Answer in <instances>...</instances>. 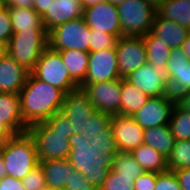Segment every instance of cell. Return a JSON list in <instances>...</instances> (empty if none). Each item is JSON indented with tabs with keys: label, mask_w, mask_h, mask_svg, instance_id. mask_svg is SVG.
I'll return each instance as SVG.
<instances>
[{
	"label": "cell",
	"mask_w": 190,
	"mask_h": 190,
	"mask_svg": "<svg viewBox=\"0 0 190 190\" xmlns=\"http://www.w3.org/2000/svg\"><path fill=\"white\" fill-rule=\"evenodd\" d=\"M20 111L27 127L44 122L53 114L61 111L65 92L47 82L41 81L31 73L19 92Z\"/></svg>",
	"instance_id": "1"
},
{
	"label": "cell",
	"mask_w": 190,
	"mask_h": 190,
	"mask_svg": "<svg viewBox=\"0 0 190 190\" xmlns=\"http://www.w3.org/2000/svg\"><path fill=\"white\" fill-rule=\"evenodd\" d=\"M73 127L62 111L28 127L26 132L33 139L39 161L67 159L71 147L68 138L74 134Z\"/></svg>",
	"instance_id": "2"
},
{
	"label": "cell",
	"mask_w": 190,
	"mask_h": 190,
	"mask_svg": "<svg viewBox=\"0 0 190 190\" xmlns=\"http://www.w3.org/2000/svg\"><path fill=\"white\" fill-rule=\"evenodd\" d=\"M68 139L71 147L67 160L99 190L113 167L117 153L101 154L83 134H73Z\"/></svg>",
	"instance_id": "3"
},
{
	"label": "cell",
	"mask_w": 190,
	"mask_h": 190,
	"mask_svg": "<svg viewBox=\"0 0 190 190\" xmlns=\"http://www.w3.org/2000/svg\"><path fill=\"white\" fill-rule=\"evenodd\" d=\"M0 156L6 166L7 176L19 180L39 165L35 144L27 132L8 139Z\"/></svg>",
	"instance_id": "4"
},
{
	"label": "cell",
	"mask_w": 190,
	"mask_h": 190,
	"mask_svg": "<svg viewBox=\"0 0 190 190\" xmlns=\"http://www.w3.org/2000/svg\"><path fill=\"white\" fill-rule=\"evenodd\" d=\"M47 47L46 30H26L13 33L7 51L21 66L31 72Z\"/></svg>",
	"instance_id": "5"
},
{
	"label": "cell",
	"mask_w": 190,
	"mask_h": 190,
	"mask_svg": "<svg viewBox=\"0 0 190 190\" xmlns=\"http://www.w3.org/2000/svg\"><path fill=\"white\" fill-rule=\"evenodd\" d=\"M123 36L143 37L152 30L157 10L145 0H125L117 6Z\"/></svg>",
	"instance_id": "6"
},
{
	"label": "cell",
	"mask_w": 190,
	"mask_h": 190,
	"mask_svg": "<svg viewBox=\"0 0 190 190\" xmlns=\"http://www.w3.org/2000/svg\"><path fill=\"white\" fill-rule=\"evenodd\" d=\"M30 73L37 79L47 82L65 93L79 87L62 62L60 53L52 50L49 46L44 50Z\"/></svg>",
	"instance_id": "7"
},
{
	"label": "cell",
	"mask_w": 190,
	"mask_h": 190,
	"mask_svg": "<svg viewBox=\"0 0 190 190\" xmlns=\"http://www.w3.org/2000/svg\"><path fill=\"white\" fill-rule=\"evenodd\" d=\"M91 29L85 18L79 17L60 24L48 32V46L55 51L81 50L89 52Z\"/></svg>",
	"instance_id": "8"
},
{
	"label": "cell",
	"mask_w": 190,
	"mask_h": 190,
	"mask_svg": "<svg viewBox=\"0 0 190 190\" xmlns=\"http://www.w3.org/2000/svg\"><path fill=\"white\" fill-rule=\"evenodd\" d=\"M115 49L120 78H125L148 62L147 49L141 36H122Z\"/></svg>",
	"instance_id": "9"
},
{
	"label": "cell",
	"mask_w": 190,
	"mask_h": 190,
	"mask_svg": "<svg viewBox=\"0 0 190 190\" xmlns=\"http://www.w3.org/2000/svg\"><path fill=\"white\" fill-rule=\"evenodd\" d=\"M149 98L172 95L166 69L152 67L148 62L125 77Z\"/></svg>",
	"instance_id": "10"
},
{
	"label": "cell",
	"mask_w": 190,
	"mask_h": 190,
	"mask_svg": "<svg viewBox=\"0 0 190 190\" xmlns=\"http://www.w3.org/2000/svg\"><path fill=\"white\" fill-rule=\"evenodd\" d=\"M79 87L91 98L95 110L110 115L121 114V78Z\"/></svg>",
	"instance_id": "11"
},
{
	"label": "cell",
	"mask_w": 190,
	"mask_h": 190,
	"mask_svg": "<svg viewBox=\"0 0 190 190\" xmlns=\"http://www.w3.org/2000/svg\"><path fill=\"white\" fill-rule=\"evenodd\" d=\"M174 105L173 95L150 97L132 117L143 129L166 125L169 124Z\"/></svg>",
	"instance_id": "12"
},
{
	"label": "cell",
	"mask_w": 190,
	"mask_h": 190,
	"mask_svg": "<svg viewBox=\"0 0 190 190\" xmlns=\"http://www.w3.org/2000/svg\"><path fill=\"white\" fill-rule=\"evenodd\" d=\"M83 17L91 31L123 36L117 6L107 0L84 9Z\"/></svg>",
	"instance_id": "13"
},
{
	"label": "cell",
	"mask_w": 190,
	"mask_h": 190,
	"mask_svg": "<svg viewBox=\"0 0 190 190\" xmlns=\"http://www.w3.org/2000/svg\"><path fill=\"white\" fill-rule=\"evenodd\" d=\"M120 79L116 49H104L89 53L88 71L80 85Z\"/></svg>",
	"instance_id": "14"
},
{
	"label": "cell",
	"mask_w": 190,
	"mask_h": 190,
	"mask_svg": "<svg viewBox=\"0 0 190 190\" xmlns=\"http://www.w3.org/2000/svg\"><path fill=\"white\" fill-rule=\"evenodd\" d=\"M20 111L19 94L0 93V138L7 141L27 130Z\"/></svg>",
	"instance_id": "15"
},
{
	"label": "cell",
	"mask_w": 190,
	"mask_h": 190,
	"mask_svg": "<svg viewBox=\"0 0 190 190\" xmlns=\"http://www.w3.org/2000/svg\"><path fill=\"white\" fill-rule=\"evenodd\" d=\"M61 111L72 122L74 134H84L85 121L95 111L91 98L80 87L65 93V100Z\"/></svg>",
	"instance_id": "16"
},
{
	"label": "cell",
	"mask_w": 190,
	"mask_h": 190,
	"mask_svg": "<svg viewBox=\"0 0 190 190\" xmlns=\"http://www.w3.org/2000/svg\"><path fill=\"white\" fill-rule=\"evenodd\" d=\"M111 127L118 151L131 152L143 144L144 129L132 116L112 115Z\"/></svg>",
	"instance_id": "17"
},
{
	"label": "cell",
	"mask_w": 190,
	"mask_h": 190,
	"mask_svg": "<svg viewBox=\"0 0 190 190\" xmlns=\"http://www.w3.org/2000/svg\"><path fill=\"white\" fill-rule=\"evenodd\" d=\"M171 94L190 91V61L180 49H172L166 64Z\"/></svg>",
	"instance_id": "18"
},
{
	"label": "cell",
	"mask_w": 190,
	"mask_h": 190,
	"mask_svg": "<svg viewBox=\"0 0 190 190\" xmlns=\"http://www.w3.org/2000/svg\"><path fill=\"white\" fill-rule=\"evenodd\" d=\"M30 72L9 54L0 60V93L19 94Z\"/></svg>",
	"instance_id": "19"
},
{
	"label": "cell",
	"mask_w": 190,
	"mask_h": 190,
	"mask_svg": "<svg viewBox=\"0 0 190 190\" xmlns=\"http://www.w3.org/2000/svg\"><path fill=\"white\" fill-rule=\"evenodd\" d=\"M83 12L81 0H53L49 10L42 17L44 27L49 32L60 24L83 17Z\"/></svg>",
	"instance_id": "20"
},
{
	"label": "cell",
	"mask_w": 190,
	"mask_h": 190,
	"mask_svg": "<svg viewBox=\"0 0 190 190\" xmlns=\"http://www.w3.org/2000/svg\"><path fill=\"white\" fill-rule=\"evenodd\" d=\"M151 32L172 49L180 48L190 34V30L187 27L160 17L157 13Z\"/></svg>",
	"instance_id": "21"
},
{
	"label": "cell",
	"mask_w": 190,
	"mask_h": 190,
	"mask_svg": "<svg viewBox=\"0 0 190 190\" xmlns=\"http://www.w3.org/2000/svg\"><path fill=\"white\" fill-rule=\"evenodd\" d=\"M46 179V188L52 190H63L69 184L72 164L67 159L39 161Z\"/></svg>",
	"instance_id": "22"
},
{
	"label": "cell",
	"mask_w": 190,
	"mask_h": 190,
	"mask_svg": "<svg viewBox=\"0 0 190 190\" xmlns=\"http://www.w3.org/2000/svg\"><path fill=\"white\" fill-rule=\"evenodd\" d=\"M175 141L169 124L144 129L143 144L151 146L165 158L170 155Z\"/></svg>",
	"instance_id": "23"
},
{
	"label": "cell",
	"mask_w": 190,
	"mask_h": 190,
	"mask_svg": "<svg viewBox=\"0 0 190 190\" xmlns=\"http://www.w3.org/2000/svg\"><path fill=\"white\" fill-rule=\"evenodd\" d=\"M130 153L146 172L163 173L168 170L167 158L151 146L142 144Z\"/></svg>",
	"instance_id": "24"
},
{
	"label": "cell",
	"mask_w": 190,
	"mask_h": 190,
	"mask_svg": "<svg viewBox=\"0 0 190 190\" xmlns=\"http://www.w3.org/2000/svg\"><path fill=\"white\" fill-rule=\"evenodd\" d=\"M58 52L70 76L80 85L87 75L89 52L73 49Z\"/></svg>",
	"instance_id": "25"
},
{
	"label": "cell",
	"mask_w": 190,
	"mask_h": 190,
	"mask_svg": "<svg viewBox=\"0 0 190 190\" xmlns=\"http://www.w3.org/2000/svg\"><path fill=\"white\" fill-rule=\"evenodd\" d=\"M11 17L12 29L14 32L26 30H46L42 17L29 8H8Z\"/></svg>",
	"instance_id": "26"
},
{
	"label": "cell",
	"mask_w": 190,
	"mask_h": 190,
	"mask_svg": "<svg viewBox=\"0 0 190 190\" xmlns=\"http://www.w3.org/2000/svg\"><path fill=\"white\" fill-rule=\"evenodd\" d=\"M121 95V115L125 116H133L149 99L125 78H121Z\"/></svg>",
	"instance_id": "27"
},
{
	"label": "cell",
	"mask_w": 190,
	"mask_h": 190,
	"mask_svg": "<svg viewBox=\"0 0 190 190\" xmlns=\"http://www.w3.org/2000/svg\"><path fill=\"white\" fill-rule=\"evenodd\" d=\"M143 40L147 49L148 63L152 65V67L166 69L172 48L151 31L143 36Z\"/></svg>",
	"instance_id": "28"
},
{
	"label": "cell",
	"mask_w": 190,
	"mask_h": 190,
	"mask_svg": "<svg viewBox=\"0 0 190 190\" xmlns=\"http://www.w3.org/2000/svg\"><path fill=\"white\" fill-rule=\"evenodd\" d=\"M157 14L190 29V0H166Z\"/></svg>",
	"instance_id": "29"
},
{
	"label": "cell",
	"mask_w": 190,
	"mask_h": 190,
	"mask_svg": "<svg viewBox=\"0 0 190 190\" xmlns=\"http://www.w3.org/2000/svg\"><path fill=\"white\" fill-rule=\"evenodd\" d=\"M112 170L120 176L133 177V180L145 172L130 152L121 151L114 159Z\"/></svg>",
	"instance_id": "30"
},
{
	"label": "cell",
	"mask_w": 190,
	"mask_h": 190,
	"mask_svg": "<svg viewBox=\"0 0 190 190\" xmlns=\"http://www.w3.org/2000/svg\"><path fill=\"white\" fill-rule=\"evenodd\" d=\"M168 170L190 168V140H176L167 158Z\"/></svg>",
	"instance_id": "31"
},
{
	"label": "cell",
	"mask_w": 190,
	"mask_h": 190,
	"mask_svg": "<svg viewBox=\"0 0 190 190\" xmlns=\"http://www.w3.org/2000/svg\"><path fill=\"white\" fill-rule=\"evenodd\" d=\"M169 125L176 140H190V112L173 107Z\"/></svg>",
	"instance_id": "32"
},
{
	"label": "cell",
	"mask_w": 190,
	"mask_h": 190,
	"mask_svg": "<svg viewBox=\"0 0 190 190\" xmlns=\"http://www.w3.org/2000/svg\"><path fill=\"white\" fill-rule=\"evenodd\" d=\"M112 115L105 112L95 110L84 124V136L91 140L104 129L111 128Z\"/></svg>",
	"instance_id": "33"
},
{
	"label": "cell",
	"mask_w": 190,
	"mask_h": 190,
	"mask_svg": "<svg viewBox=\"0 0 190 190\" xmlns=\"http://www.w3.org/2000/svg\"><path fill=\"white\" fill-rule=\"evenodd\" d=\"M119 38L118 35L108 34L101 31H91L89 53L104 49H115Z\"/></svg>",
	"instance_id": "34"
},
{
	"label": "cell",
	"mask_w": 190,
	"mask_h": 190,
	"mask_svg": "<svg viewBox=\"0 0 190 190\" xmlns=\"http://www.w3.org/2000/svg\"><path fill=\"white\" fill-rule=\"evenodd\" d=\"M90 145H94L101 154L118 153L112 127L104 129L98 135L89 140Z\"/></svg>",
	"instance_id": "35"
},
{
	"label": "cell",
	"mask_w": 190,
	"mask_h": 190,
	"mask_svg": "<svg viewBox=\"0 0 190 190\" xmlns=\"http://www.w3.org/2000/svg\"><path fill=\"white\" fill-rule=\"evenodd\" d=\"M133 177L120 176L112 169L99 190H135Z\"/></svg>",
	"instance_id": "36"
},
{
	"label": "cell",
	"mask_w": 190,
	"mask_h": 190,
	"mask_svg": "<svg viewBox=\"0 0 190 190\" xmlns=\"http://www.w3.org/2000/svg\"><path fill=\"white\" fill-rule=\"evenodd\" d=\"M22 184L25 190H44L46 188V179L40 165H37L22 179Z\"/></svg>",
	"instance_id": "37"
},
{
	"label": "cell",
	"mask_w": 190,
	"mask_h": 190,
	"mask_svg": "<svg viewBox=\"0 0 190 190\" xmlns=\"http://www.w3.org/2000/svg\"><path fill=\"white\" fill-rule=\"evenodd\" d=\"M154 190H182L175 172L167 170L163 173H157V180Z\"/></svg>",
	"instance_id": "38"
},
{
	"label": "cell",
	"mask_w": 190,
	"mask_h": 190,
	"mask_svg": "<svg viewBox=\"0 0 190 190\" xmlns=\"http://www.w3.org/2000/svg\"><path fill=\"white\" fill-rule=\"evenodd\" d=\"M13 35L11 17L6 6L0 8V43L8 45Z\"/></svg>",
	"instance_id": "39"
},
{
	"label": "cell",
	"mask_w": 190,
	"mask_h": 190,
	"mask_svg": "<svg viewBox=\"0 0 190 190\" xmlns=\"http://www.w3.org/2000/svg\"><path fill=\"white\" fill-rule=\"evenodd\" d=\"M63 190H97L87 181L82 173L73 168L70 173L69 184Z\"/></svg>",
	"instance_id": "40"
},
{
	"label": "cell",
	"mask_w": 190,
	"mask_h": 190,
	"mask_svg": "<svg viewBox=\"0 0 190 190\" xmlns=\"http://www.w3.org/2000/svg\"><path fill=\"white\" fill-rule=\"evenodd\" d=\"M157 180L156 172H144L134 181L135 190H154Z\"/></svg>",
	"instance_id": "41"
},
{
	"label": "cell",
	"mask_w": 190,
	"mask_h": 190,
	"mask_svg": "<svg viewBox=\"0 0 190 190\" xmlns=\"http://www.w3.org/2000/svg\"><path fill=\"white\" fill-rule=\"evenodd\" d=\"M0 190H25L22 180L5 176L0 180Z\"/></svg>",
	"instance_id": "42"
},
{
	"label": "cell",
	"mask_w": 190,
	"mask_h": 190,
	"mask_svg": "<svg viewBox=\"0 0 190 190\" xmlns=\"http://www.w3.org/2000/svg\"><path fill=\"white\" fill-rule=\"evenodd\" d=\"M182 190H190V168H182L174 171Z\"/></svg>",
	"instance_id": "43"
},
{
	"label": "cell",
	"mask_w": 190,
	"mask_h": 190,
	"mask_svg": "<svg viewBox=\"0 0 190 190\" xmlns=\"http://www.w3.org/2000/svg\"><path fill=\"white\" fill-rule=\"evenodd\" d=\"M175 104L182 110L190 112V91H184L174 95Z\"/></svg>",
	"instance_id": "44"
},
{
	"label": "cell",
	"mask_w": 190,
	"mask_h": 190,
	"mask_svg": "<svg viewBox=\"0 0 190 190\" xmlns=\"http://www.w3.org/2000/svg\"><path fill=\"white\" fill-rule=\"evenodd\" d=\"M53 0H34L33 9L43 17L49 10V6L52 5Z\"/></svg>",
	"instance_id": "45"
},
{
	"label": "cell",
	"mask_w": 190,
	"mask_h": 190,
	"mask_svg": "<svg viewBox=\"0 0 190 190\" xmlns=\"http://www.w3.org/2000/svg\"><path fill=\"white\" fill-rule=\"evenodd\" d=\"M7 8H29L33 9L34 7V0H7L6 4Z\"/></svg>",
	"instance_id": "46"
},
{
	"label": "cell",
	"mask_w": 190,
	"mask_h": 190,
	"mask_svg": "<svg viewBox=\"0 0 190 190\" xmlns=\"http://www.w3.org/2000/svg\"><path fill=\"white\" fill-rule=\"evenodd\" d=\"M180 49L185 53L188 60L190 61V34L185 42L181 45Z\"/></svg>",
	"instance_id": "47"
},
{
	"label": "cell",
	"mask_w": 190,
	"mask_h": 190,
	"mask_svg": "<svg viewBox=\"0 0 190 190\" xmlns=\"http://www.w3.org/2000/svg\"><path fill=\"white\" fill-rule=\"evenodd\" d=\"M103 1H106V0H81V3H82L83 8L86 9Z\"/></svg>",
	"instance_id": "48"
},
{
	"label": "cell",
	"mask_w": 190,
	"mask_h": 190,
	"mask_svg": "<svg viewBox=\"0 0 190 190\" xmlns=\"http://www.w3.org/2000/svg\"><path fill=\"white\" fill-rule=\"evenodd\" d=\"M7 176L6 166L4 164L3 158L0 156V180Z\"/></svg>",
	"instance_id": "49"
},
{
	"label": "cell",
	"mask_w": 190,
	"mask_h": 190,
	"mask_svg": "<svg viewBox=\"0 0 190 190\" xmlns=\"http://www.w3.org/2000/svg\"><path fill=\"white\" fill-rule=\"evenodd\" d=\"M145 1H147L157 10L166 0H145Z\"/></svg>",
	"instance_id": "50"
},
{
	"label": "cell",
	"mask_w": 190,
	"mask_h": 190,
	"mask_svg": "<svg viewBox=\"0 0 190 190\" xmlns=\"http://www.w3.org/2000/svg\"><path fill=\"white\" fill-rule=\"evenodd\" d=\"M8 54L7 45L0 43V60Z\"/></svg>",
	"instance_id": "51"
},
{
	"label": "cell",
	"mask_w": 190,
	"mask_h": 190,
	"mask_svg": "<svg viewBox=\"0 0 190 190\" xmlns=\"http://www.w3.org/2000/svg\"><path fill=\"white\" fill-rule=\"evenodd\" d=\"M107 1L118 6V5L122 4L125 0H107Z\"/></svg>",
	"instance_id": "52"
},
{
	"label": "cell",
	"mask_w": 190,
	"mask_h": 190,
	"mask_svg": "<svg viewBox=\"0 0 190 190\" xmlns=\"http://www.w3.org/2000/svg\"><path fill=\"white\" fill-rule=\"evenodd\" d=\"M5 142H6V141H5L4 139H1V138H0V155H1V153H2L3 146H4Z\"/></svg>",
	"instance_id": "53"
},
{
	"label": "cell",
	"mask_w": 190,
	"mask_h": 190,
	"mask_svg": "<svg viewBox=\"0 0 190 190\" xmlns=\"http://www.w3.org/2000/svg\"><path fill=\"white\" fill-rule=\"evenodd\" d=\"M0 4H1L2 6H6L7 0H0Z\"/></svg>",
	"instance_id": "54"
}]
</instances>
